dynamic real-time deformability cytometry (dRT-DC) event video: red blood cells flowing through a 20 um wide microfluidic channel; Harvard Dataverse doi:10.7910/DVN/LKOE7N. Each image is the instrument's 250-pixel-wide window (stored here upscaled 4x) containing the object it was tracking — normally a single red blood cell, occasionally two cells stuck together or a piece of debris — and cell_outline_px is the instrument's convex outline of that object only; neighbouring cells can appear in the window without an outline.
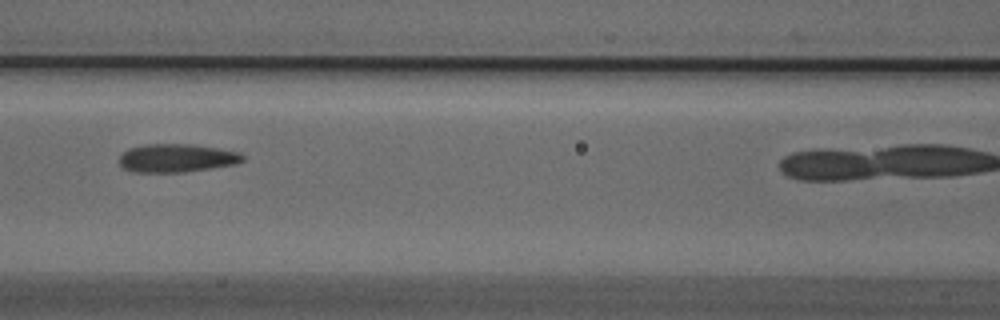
{"species": "Egyptian fruit bat (a non-hibernating species)", "species_latin": "Rousettus aegyptiacus", "temperature_condition": "cold", "stored_images_in_passage": 36, "camera_frame_rate_fps": 3000, "um_per_image_px": 0.085, "animal": {"sex": "male"}, "frame": {"image": 1, "passage_image": 16, "time_ms": 5.0, "image_size_px": [1000, 320], "cell_outline_px": [[244, 160], [236, 164], [184, 172], [132, 172], [124, 168], [120, 164], [120, 152], [128, 148], [144, 144], [192, 144], [240, 152], [244, 156]], "centroid_in_image_um": [14.99, 13.43], "position_along_channel_um": 151.6, "area_um2": 20.46}}
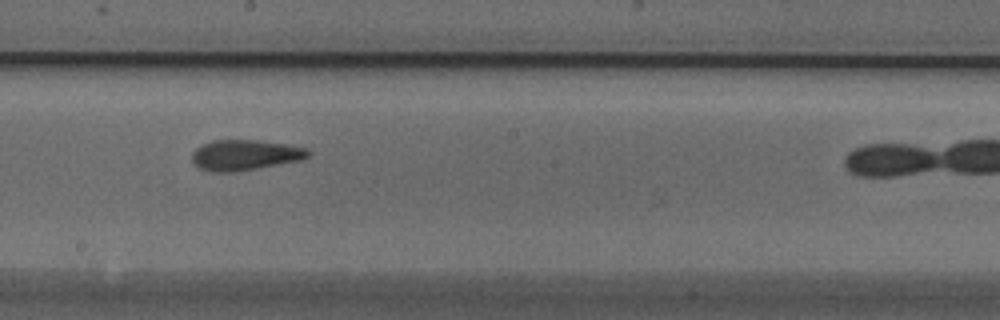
{"frame": {"image": 2, "passage_image": 22, "time_ms": 7.0, "image_size_px": [1000, 320], "cell_outline_px": [[312, 156], [300, 160], [236, 172], [212, 172], [196, 168], [192, 164], [192, 152], [200, 144], [212, 140], [256, 140], [288, 144], [308, 148], [312, 152]], "centroid_in_image_um": [20.8, 13.18], "position_along_channel_um": 227.4, "area_um2": 21.1}}
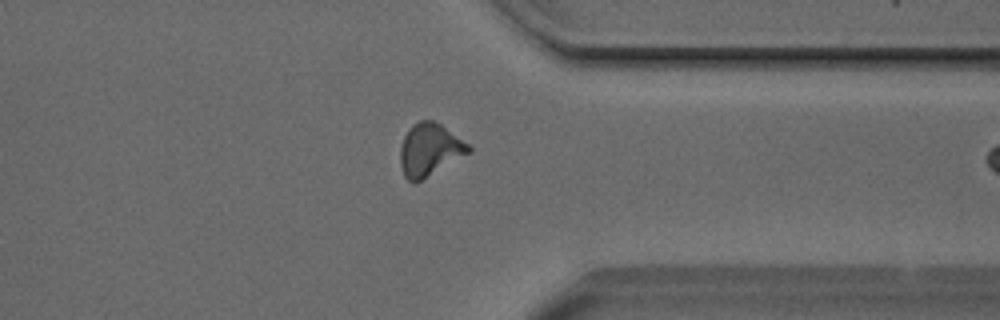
{"frame": {"image": 3, "passage_image": 34, "time_ms": 11.0, "image_size_px": [1000, 320], "cell_outline_px": [[472, 152], [416, 184], [408, 180], [404, 176], [400, 164], [400, 144], [404, 136], [412, 124], [420, 120], [432, 120], [440, 124], [468, 144], [472, 148]], "centroid_in_image_um": [36.51, 12.76], "position_along_channel_um": 374.9, "area_um2": 21.15}}